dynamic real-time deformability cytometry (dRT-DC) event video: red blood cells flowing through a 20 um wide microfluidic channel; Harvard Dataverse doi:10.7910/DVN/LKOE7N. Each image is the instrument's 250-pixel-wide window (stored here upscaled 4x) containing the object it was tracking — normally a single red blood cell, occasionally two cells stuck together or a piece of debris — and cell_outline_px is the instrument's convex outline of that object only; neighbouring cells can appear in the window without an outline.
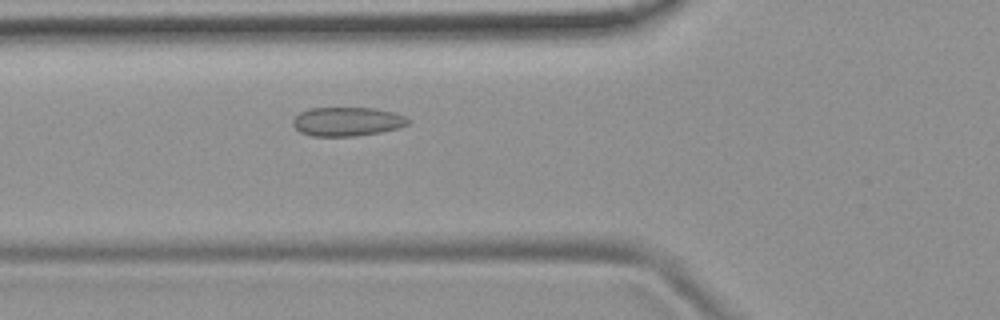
{"species": "common noctule bat (a hibernating species)", "species_latin": "Nyctalus noctula", "temperature_condition": "room temperature", "stored_images_in_passage": 3, "camera_frame_rate_fps": 3000, "um_per_image_px": 0.085, "animal": {"sex": "female", "body_mass_g": 19.9}, "frame": {"image": 1, "passage_image": 3, "time_ms": 2.333, "image_size_px": [1000, 320], "cell_outline_px": [[412, 120], [408, 124], [396, 128], [380, 132], [356, 136], [312, 136], [300, 132], [292, 124], [292, 120], [300, 112], [308, 108], [372, 108], [396, 112]], "centroid_in_image_um": [29.51, 10.33], "position_along_channel_um": 96.3, "area_um2": 19.48}}